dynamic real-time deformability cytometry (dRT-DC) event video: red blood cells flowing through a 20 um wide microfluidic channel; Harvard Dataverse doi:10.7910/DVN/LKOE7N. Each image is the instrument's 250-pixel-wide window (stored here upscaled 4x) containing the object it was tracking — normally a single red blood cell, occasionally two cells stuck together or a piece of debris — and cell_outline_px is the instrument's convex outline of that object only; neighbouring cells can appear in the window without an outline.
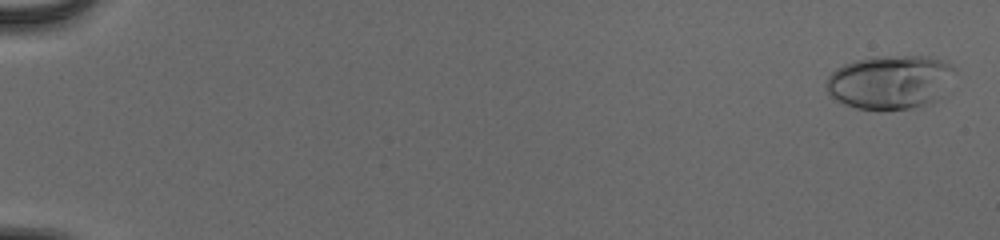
{"species": "human", "species_latin": "Homo sapiens", "temperature_condition": "cold", "stored_images_in_passage": 55, "camera_frame_rate_fps": 3000, "um_per_image_px": 0.085, "donor": {"sex": "male"}, "frame": {"image": 1, "passage_image": 2, "time_ms": 0.333, "image_size_px": [1000, 240], "cell_outline_px": [[956, 68], [944, 96], [932, 104], [912, 108], [884, 112], [880, 112], [856, 108], [844, 104], [836, 100], [828, 92], [824, 84], [828, 76], [836, 68], [844, 64], [856, 60], [872, 56], [928, 56], [940, 60]], "centroid_in_image_um": [75.66, 7.01], "position_along_channel_um": 9.3, "area_um2": 41.38}}
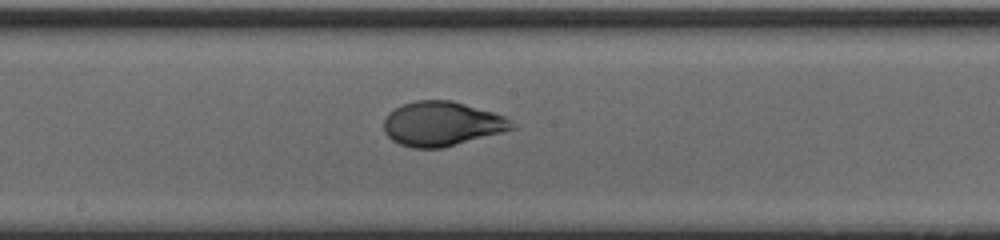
{"frame": {"image": 2, "passage_image": 32, "time_ms": 10.333, "image_size_px": [1000, 240], "cell_outline_px": [[520, 128], [444, 148], [412, 148], [400, 144], [392, 140], [384, 132], [384, 116], [388, 112], [404, 104], [416, 100], [452, 100], [492, 112], [504, 116], [516, 124]], "centroid_in_image_um": [37.59, 10.53], "position_along_channel_um": 210.6, "area_um2": 33.52}}
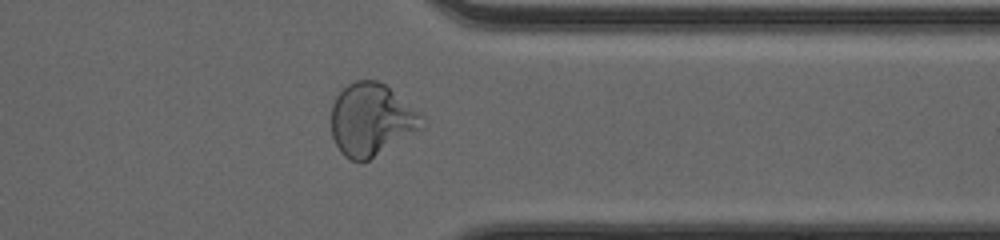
{"frame": {"image": 3, "passage_image": 45, "time_ms": 14.667, "image_size_px": [1000, 240], "cell_outline_px": [[424, 128], [368, 160], [360, 164], [344, 156], [340, 152], [332, 136], [332, 104], [336, 96], [348, 84], [356, 80], [376, 80], [384, 84], [424, 116]], "centroid_in_image_um": [31.57, 10.19], "position_along_channel_um": 379.8, "area_um2": 38.26}, "authors_computed_cell_mechanics": {"area_um2": 34.3332, "velocity_mm_per_s": 3.9514, "shape_relaxation_time_tau1_ms": 5.0176, "shape_relaxation_time_tau2_ms": null, "deformation_change_tau1": 0.2137, "deformation_change_tau2": null}}